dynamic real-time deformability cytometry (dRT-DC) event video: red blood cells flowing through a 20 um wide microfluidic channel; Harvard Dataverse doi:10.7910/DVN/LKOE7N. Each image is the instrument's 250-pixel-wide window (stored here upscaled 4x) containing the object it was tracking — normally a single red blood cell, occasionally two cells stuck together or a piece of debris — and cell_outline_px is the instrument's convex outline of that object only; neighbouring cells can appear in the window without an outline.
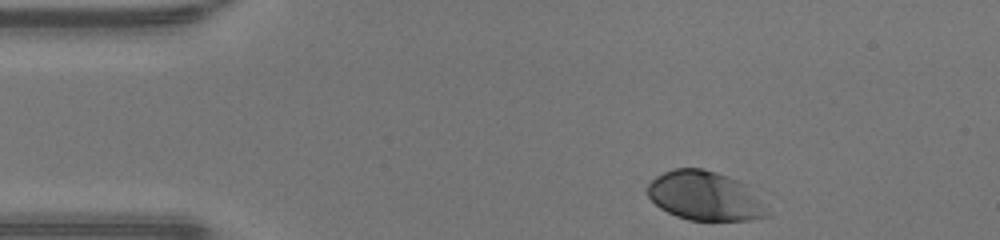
{"species": "human", "species_latin": "Homo sapiens", "temperature_condition": "warm", "stored_images_in_passage": 33, "camera_frame_rate_fps": 3000, "um_per_image_px": 0.085, "donor": {"sex": "male"}, "frame": {"image": 1, "passage_image": 1, "time_ms": 0.0, "image_size_px": [1000, 240], "cell_outline_px": [[768, 216], [752, 220], [688, 220], [676, 216], [660, 208], [648, 196], [648, 184], [656, 176], [672, 168], [700, 168], [716, 172], [728, 176], [744, 184], [768, 212]], "centroid_in_image_um": [59.85, 16.65], "position_along_channel_um": 25.2, "area_um2": 33.7}}
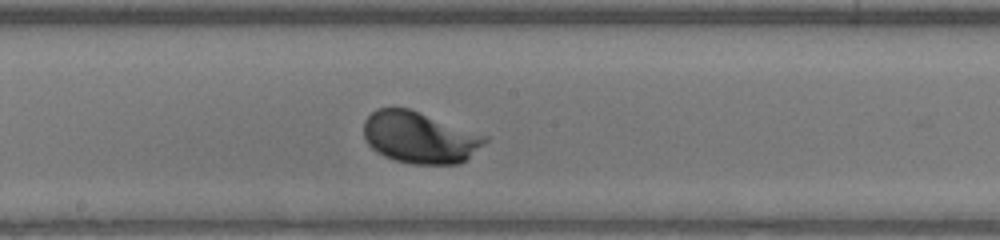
{"frame": {"image": 2, "passage_image": 19, "time_ms": 6.0, "image_size_px": [1000, 240], "cell_outline_px": [[488, 140], [460, 164], [412, 164], [396, 160], [384, 156], [376, 152], [368, 144], [364, 136], [364, 120], [376, 108], [408, 108], [488, 136]], "centroid_in_image_um": [35.65, 11.69], "position_along_channel_um": 212.6, "area_um2": 36.18}}
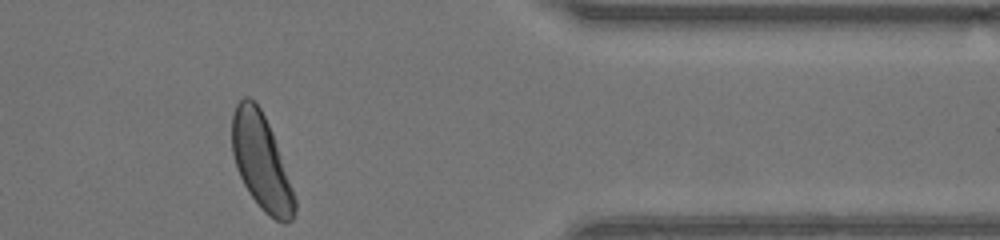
{"frame": {"image": 3, "passage_image": 33, "time_ms": 10.667, "image_size_px": [1000, 240], "cell_outline_px": [[296, 208], [292, 220], [284, 224], [268, 216], [264, 212], [248, 192], [236, 168], [232, 152], [232, 116], [236, 104], [244, 96], [248, 96], [260, 108], [272, 132], [292, 188], [296, 200]], "centroid_in_image_um": [22.19, 13.78], "position_along_channel_um": 389.2, "area_um2": 34.51}, "authors_computed_cell_mechanics": {"area_um2": 34.68, "velocity_mm_per_s": 4.2969, "shape_relaxation_time_tau1_ms": 1.1248, "shape_relaxation_time_tau2_ms": null, "deformation_change_tau1": 0.104, "deformation_change_tau2": null}}